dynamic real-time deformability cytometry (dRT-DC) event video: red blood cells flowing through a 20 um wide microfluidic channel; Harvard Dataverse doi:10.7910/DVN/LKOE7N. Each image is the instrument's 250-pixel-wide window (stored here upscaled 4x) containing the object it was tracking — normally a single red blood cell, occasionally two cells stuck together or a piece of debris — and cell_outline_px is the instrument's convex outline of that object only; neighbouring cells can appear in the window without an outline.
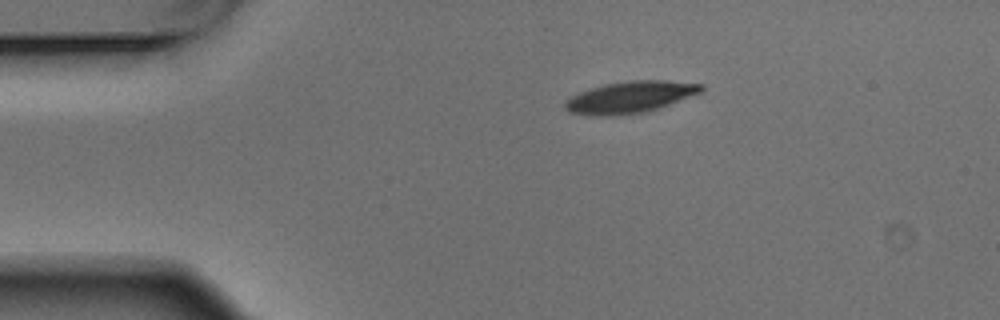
{"species": "Egyptian fruit bat (a non-hibernating species)", "species_latin": "Rousettus aegyptiacus", "temperature_condition": "warm", "stored_images_in_passage": 4, "camera_frame_rate_fps": 3000, "um_per_image_px": 0.085, "animal": {"sex": "male"}, "frame": {"image": 1, "passage_image": 1, "time_ms": 0.0, "image_size_px": [1000, 320], "cell_outline_px": [[704, 92], [644, 112], [616, 116], [588, 116], [568, 112], [564, 108], [564, 100], [580, 92], [604, 84], [632, 80], [668, 80], [704, 84]], "centroid_in_image_um": [53.55, 8.26], "position_along_channel_um": 31.5, "area_um2": 25.32}}
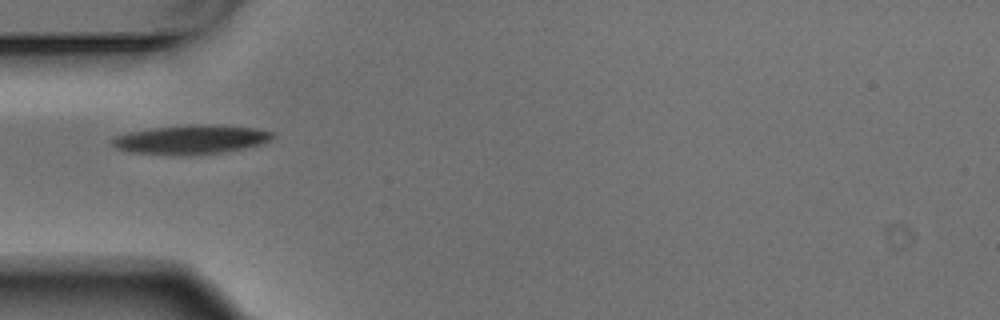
{"frame": {"image": 2, "passage_image": 3, "time_ms": 0.667, "image_size_px": [1000, 320], "cell_outline_px": [[276, 136], [272, 140], [260, 144], [244, 148], [224, 152], [196, 156], [172, 156], [132, 152], [116, 148], [112, 144], [112, 140], [116, 136], [132, 132], [152, 128], [192, 124], [212, 124], [256, 128], [276, 132]], "centroid_in_image_um": [16.31, 11.87], "position_along_channel_um": 68.7, "area_um2": 27.69}}
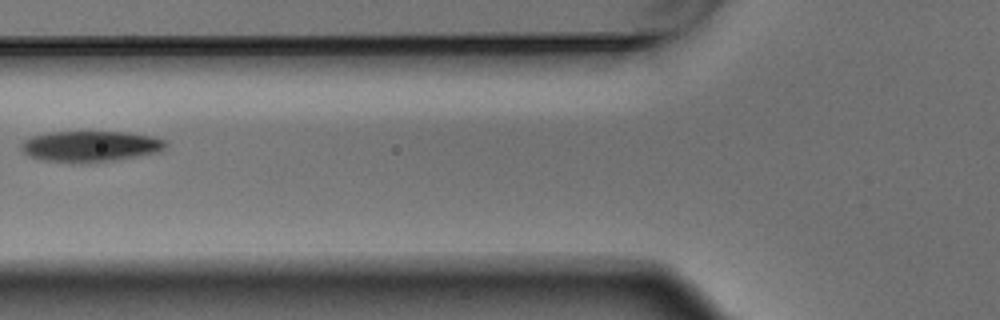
{"frame": {"image": 3, "passage_image": 4, "time_ms": 1.0, "image_size_px": [1000, 320], "cell_outline_px": [[168, 144], [160, 152], [140, 156], [88, 164], [80, 164], [44, 160], [28, 156], [20, 148], [20, 144], [24, 140], [32, 136], [48, 132], [128, 132], [152, 136], [164, 140]], "centroid_in_image_um": [7.68, 12.45], "position_along_channel_um": 118.1, "area_um2": 26.41}}